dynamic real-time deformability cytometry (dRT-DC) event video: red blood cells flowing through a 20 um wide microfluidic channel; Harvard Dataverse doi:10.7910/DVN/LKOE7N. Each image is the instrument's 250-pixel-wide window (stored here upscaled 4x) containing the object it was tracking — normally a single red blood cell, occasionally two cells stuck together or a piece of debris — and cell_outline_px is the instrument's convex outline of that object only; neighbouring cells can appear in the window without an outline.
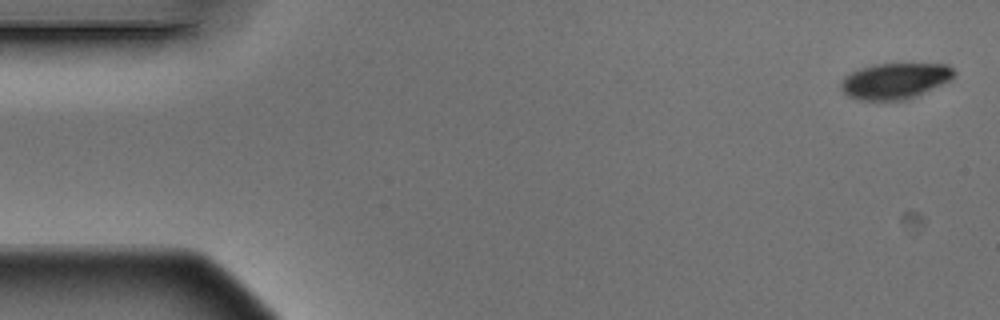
{"species": "Egyptian fruit bat (a non-hibernating species)", "species_latin": "Rousettus aegyptiacus", "temperature_condition": "warm", "stored_images_in_passage": 4, "camera_frame_rate_fps": 3000, "um_per_image_px": 0.085, "animal": {"sex": "male"}, "frame": {"image": 1, "passage_image": 1, "time_ms": 0.0, "image_size_px": [1000, 320], "cell_outline_px": [[956, 72], [952, 80], [908, 100], [856, 100], [848, 96], [840, 88], [840, 80], [844, 76], [860, 68], [872, 64], [948, 64]], "centroid_in_image_um": [76.07, 6.88], "position_along_channel_um": 8.9, "area_um2": 23.99}}
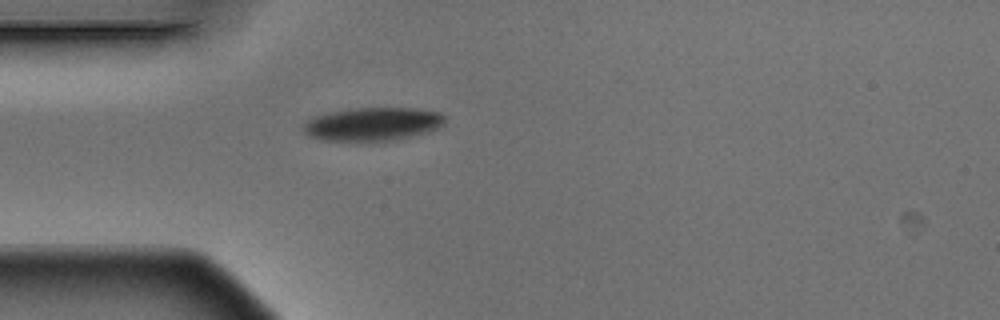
{"frame": {"image": 2, "passage_image": 4, "time_ms": 1.0, "image_size_px": [1000, 320], "cell_outline_px": [[444, 124], [428, 132], [400, 140], [364, 144], [324, 140], [308, 136], [300, 128], [312, 116], [328, 112], [352, 108], [416, 108], [440, 112], [444, 116]], "centroid_in_image_um": [31.63, 10.59], "position_along_channel_um": 53.4, "area_um2": 28.73}}